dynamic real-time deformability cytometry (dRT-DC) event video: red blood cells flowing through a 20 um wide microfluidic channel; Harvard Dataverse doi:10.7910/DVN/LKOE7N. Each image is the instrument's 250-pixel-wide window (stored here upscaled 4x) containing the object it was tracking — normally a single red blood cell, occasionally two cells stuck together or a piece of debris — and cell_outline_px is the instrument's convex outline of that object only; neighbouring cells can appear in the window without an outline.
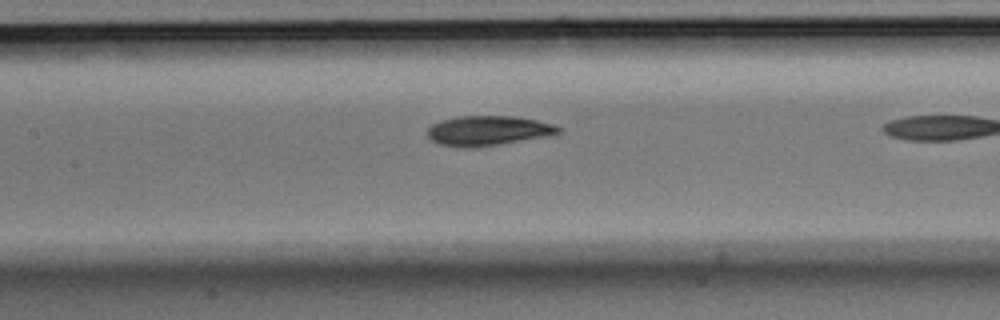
{"species": "Egyptian fruit bat (a non-hibernating species)", "species_latin": "Rousettus aegyptiacus", "temperature_condition": "room temperature", "stored_images_in_passage": 9, "camera_frame_rate_fps": 3000, "um_per_image_px": 0.085, "animal": {"sex": "male"}, "frame": {"image": 1, "passage_image": 8, "time_ms": 2.333, "image_size_px": [1000, 320], "cell_outline_px": [[560, 132], [520, 140], [472, 148], [464, 148], [436, 144], [428, 136], [428, 128], [432, 124], [440, 120], [456, 116], [512, 116], [536, 120], [552, 124], [560, 128]], "centroid_in_image_um": [41.36, 11.1], "position_along_channel_um": 166.0, "area_um2": 22.31}}